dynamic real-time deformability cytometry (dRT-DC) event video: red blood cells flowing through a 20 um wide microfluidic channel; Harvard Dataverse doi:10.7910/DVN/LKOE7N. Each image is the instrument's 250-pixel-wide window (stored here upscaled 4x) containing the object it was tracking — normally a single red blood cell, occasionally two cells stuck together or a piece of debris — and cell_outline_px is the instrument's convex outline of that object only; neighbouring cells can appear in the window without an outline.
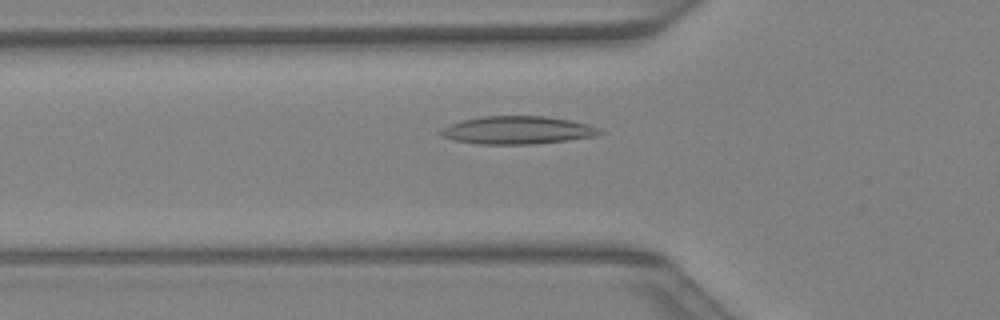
{"species": "Egyptian fruit bat (a non-hibernating species)", "species_latin": "Rousettus aegyptiacus", "temperature_condition": "warm", "stored_images_in_passage": 32, "camera_frame_rate_fps": 3000, "um_per_image_px": 0.085, "animal": {"sex": "female"}, "frame": {"image": 1, "passage_image": 5, "time_ms": 1.333, "image_size_px": [1000, 320], "cell_outline_px": [[604, 132], [596, 136], [564, 140], [528, 144], [480, 144], [452, 140], [440, 136], [440, 132], [448, 124], [460, 120], [484, 116], [544, 116], [568, 120], [588, 124]], "centroid_in_image_um": [43.92, 11.06], "position_along_channel_um": 81.9, "area_um2": 25.61}}
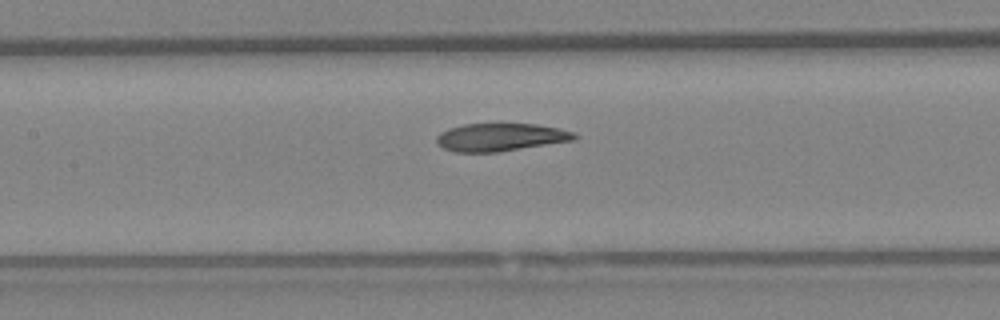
{"frame": {"image": 2, "passage_image": 10, "time_ms": 3.0, "image_size_px": [1000, 320], "cell_outline_px": [[580, 136], [576, 140], [500, 152], [456, 152], [444, 148], [436, 144], [436, 136], [440, 132], [448, 128], [464, 124], [536, 124], [556, 128], [572, 132]], "centroid_in_image_um": [42.54, 11.67], "position_along_channel_um": 164.9, "area_um2": 22.48}}
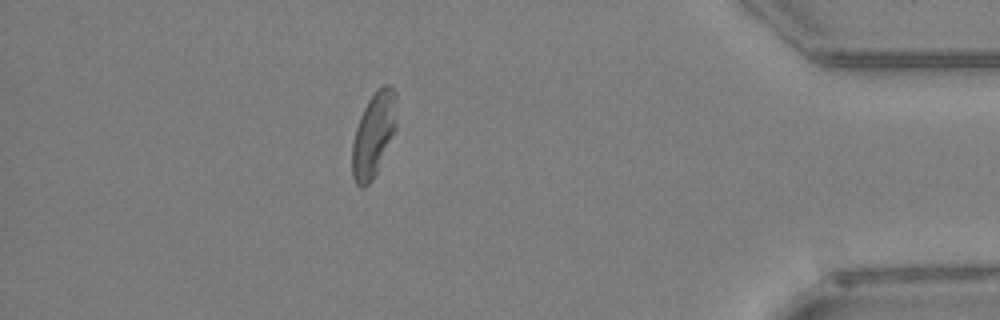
{"frame": {"image": 3, "passage_image": 27, "time_ms": 8.667, "image_size_px": [1000, 320], "cell_outline_px": [[396, 128], [376, 172], [372, 180], [364, 188], [360, 188], [356, 184], [352, 176], [352, 144], [356, 128], [360, 116], [368, 100], [376, 88], [384, 84], [388, 84], [396, 92]], "centroid_in_image_um": [31.75, 11.42], "position_along_channel_um": 403.5, "area_um2": 21.79}}